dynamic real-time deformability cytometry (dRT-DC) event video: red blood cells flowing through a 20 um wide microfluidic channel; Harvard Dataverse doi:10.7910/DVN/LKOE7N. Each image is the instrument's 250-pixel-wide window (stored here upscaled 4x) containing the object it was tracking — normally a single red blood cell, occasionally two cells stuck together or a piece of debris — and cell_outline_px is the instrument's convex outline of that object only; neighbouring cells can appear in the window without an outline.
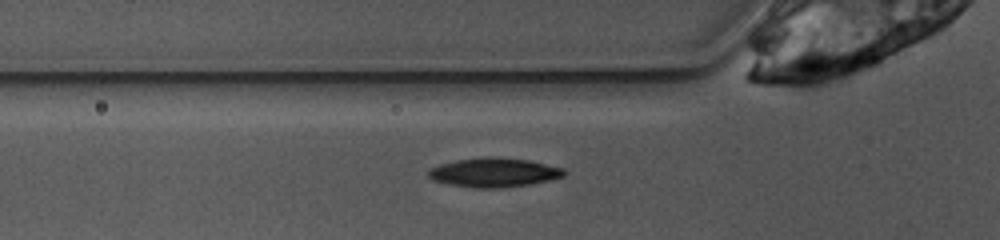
{"species": "common noctule bat (a hibernating species)", "species_latin": "Nyctalus noctula", "temperature_condition": "warm", "stored_images_in_passage": 39, "camera_frame_rate_fps": 3000, "um_per_image_px": 0.085, "animal": {"sex": "female", "body_mass_g": 10.0, "forearm_length_mm": 53.1}, "frame": {"image": 1, "passage_image": 4, "time_ms": 1.0, "image_size_px": [1000, 240], "cell_outline_px": [[564, 176], [548, 180], [528, 184], [504, 188], [476, 188], [448, 184], [432, 180], [428, 176], [428, 168], [440, 164], [456, 160], [488, 156], [492, 156], [528, 160], [564, 168]], "centroid_in_image_um": [41.94, 14.66], "position_along_channel_um": 83.9, "area_um2": 23.06}}
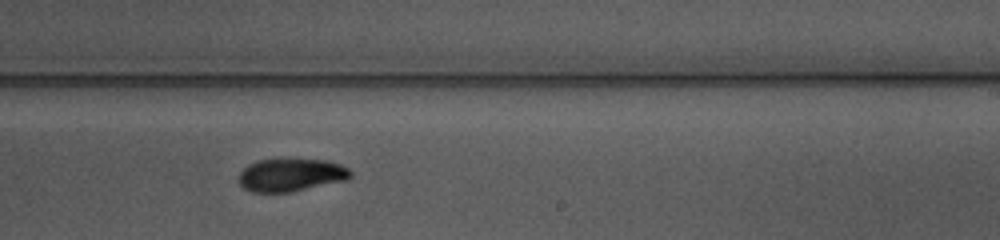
{"frame": {"image": 2, "passage_image": 18, "time_ms": 5.667, "image_size_px": [1000, 240], "cell_outline_px": [[352, 176], [348, 180], [288, 192], [252, 192], [244, 188], [240, 184], [240, 172], [248, 164], [256, 160], [328, 160], [340, 164], [348, 168], [352, 172]], "centroid_in_image_um": [24.76, 14.87], "position_along_channel_um": 264.2, "area_um2": 21.21}}
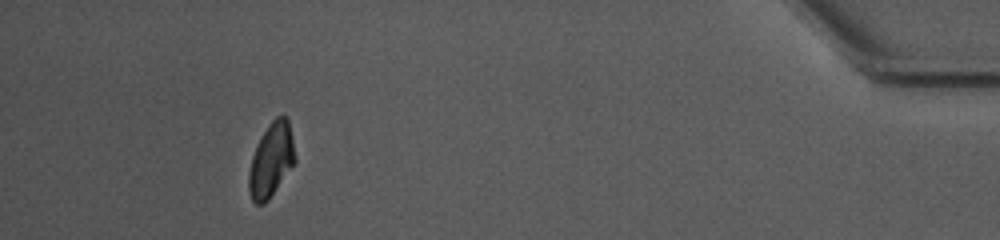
{"frame": {"image": 3, "passage_image": 35, "time_ms": 11.333, "image_size_px": [1000, 240], "cell_outline_px": [[296, 160], [268, 200], [264, 204], [256, 204], [252, 200], [248, 188], [248, 172], [252, 156], [256, 144], [268, 124], [276, 116], [288, 116]], "centroid_in_image_um": [23.03, 13.58], "position_along_channel_um": 412.2, "area_um2": 19.83}, "authors_computed_cell_mechanics": {"area_um2": 21.4438, "velocity_mm_per_s": 3.8545, "shape_relaxation_time_tau1_ms": 2.451, "shape_relaxation_time_tau2_ms": null, "deformation_change_tau1": 0.1184, "deformation_change_tau2": null}}